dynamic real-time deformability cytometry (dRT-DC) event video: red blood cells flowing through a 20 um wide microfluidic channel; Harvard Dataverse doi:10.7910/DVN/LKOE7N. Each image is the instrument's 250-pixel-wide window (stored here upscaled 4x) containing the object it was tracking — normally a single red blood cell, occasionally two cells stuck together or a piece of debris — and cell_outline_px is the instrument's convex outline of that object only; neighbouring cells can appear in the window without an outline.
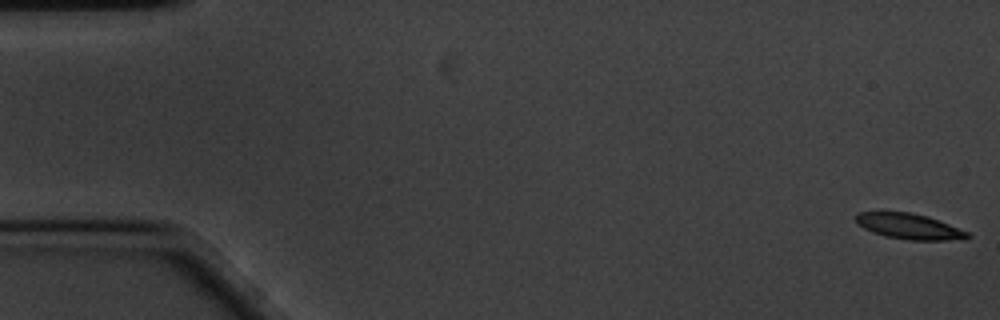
{"species": "common noctule bat (a hibernating species)", "species_latin": "Nyctalus noctula", "temperature_condition": "cold", "stored_images_in_passage": 17, "camera_frame_rate_fps": 3000, "um_per_image_px": 0.085, "animal": {"sex": "male", "body_mass_g": 20.1, "forearm_length_mm": 53.5}, "frame": {"image": 1, "passage_image": 1, "time_ms": 0.0, "image_size_px": [1000, 320], "cell_outline_px": [[972, 236], [948, 240], [908, 240], [884, 236], [872, 232], [864, 228], [856, 220], [856, 212], [908, 212], [928, 216], [968, 232]], "centroid_in_image_um": [77.25, 19.24], "position_along_channel_um": 7.8, "area_um2": 16.36}}